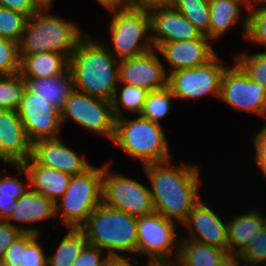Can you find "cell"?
I'll list each match as a JSON object with an SVG mask.
<instances>
[{
	"label": "cell",
	"mask_w": 266,
	"mask_h": 266,
	"mask_svg": "<svg viewBox=\"0 0 266 266\" xmlns=\"http://www.w3.org/2000/svg\"><path fill=\"white\" fill-rule=\"evenodd\" d=\"M151 184L154 211L183 224L200 200L199 170L186 164L171 167L169 161L143 165Z\"/></svg>",
	"instance_id": "1"
},
{
	"label": "cell",
	"mask_w": 266,
	"mask_h": 266,
	"mask_svg": "<svg viewBox=\"0 0 266 266\" xmlns=\"http://www.w3.org/2000/svg\"><path fill=\"white\" fill-rule=\"evenodd\" d=\"M103 43L85 34L69 58V70L77 91L111 101L119 82V60Z\"/></svg>",
	"instance_id": "2"
},
{
	"label": "cell",
	"mask_w": 266,
	"mask_h": 266,
	"mask_svg": "<svg viewBox=\"0 0 266 266\" xmlns=\"http://www.w3.org/2000/svg\"><path fill=\"white\" fill-rule=\"evenodd\" d=\"M50 7L51 5H43L27 19L19 43V55L55 52L69 59L76 50L85 34L76 23L52 15L48 11Z\"/></svg>",
	"instance_id": "3"
},
{
	"label": "cell",
	"mask_w": 266,
	"mask_h": 266,
	"mask_svg": "<svg viewBox=\"0 0 266 266\" xmlns=\"http://www.w3.org/2000/svg\"><path fill=\"white\" fill-rule=\"evenodd\" d=\"M88 244L107 251L111 258L119 253H137V218L101 203L80 227Z\"/></svg>",
	"instance_id": "4"
},
{
	"label": "cell",
	"mask_w": 266,
	"mask_h": 266,
	"mask_svg": "<svg viewBox=\"0 0 266 266\" xmlns=\"http://www.w3.org/2000/svg\"><path fill=\"white\" fill-rule=\"evenodd\" d=\"M103 7L114 12L108 27L117 60L137 57L154 49L151 36H148L151 28L146 5L109 4ZM144 37L146 41L142 39Z\"/></svg>",
	"instance_id": "5"
},
{
	"label": "cell",
	"mask_w": 266,
	"mask_h": 266,
	"mask_svg": "<svg viewBox=\"0 0 266 266\" xmlns=\"http://www.w3.org/2000/svg\"><path fill=\"white\" fill-rule=\"evenodd\" d=\"M162 124L142 116L116 119L112 142L142 165L169 161V145Z\"/></svg>",
	"instance_id": "6"
},
{
	"label": "cell",
	"mask_w": 266,
	"mask_h": 266,
	"mask_svg": "<svg viewBox=\"0 0 266 266\" xmlns=\"http://www.w3.org/2000/svg\"><path fill=\"white\" fill-rule=\"evenodd\" d=\"M103 166L92 165L82 174L72 176L60 202L55 203V215L61 211L65 227L80 228L103 202ZM58 214V215H57Z\"/></svg>",
	"instance_id": "7"
},
{
	"label": "cell",
	"mask_w": 266,
	"mask_h": 266,
	"mask_svg": "<svg viewBox=\"0 0 266 266\" xmlns=\"http://www.w3.org/2000/svg\"><path fill=\"white\" fill-rule=\"evenodd\" d=\"M103 165V203L136 218L154 212L151 189Z\"/></svg>",
	"instance_id": "8"
},
{
	"label": "cell",
	"mask_w": 266,
	"mask_h": 266,
	"mask_svg": "<svg viewBox=\"0 0 266 266\" xmlns=\"http://www.w3.org/2000/svg\"><path fill=\"white\" fill-rule=\"evenodd\" d=\"M176 228V221L169 220L155 211L151 214L138 217L137 253L148 256L147 264L171 262L174 259L176 261L179 253V248L174 250V243L175 241L178 242ZM171 254L175 257L169 258Z\"/></svg>",
	"instance_id": "9"
},
{
	"label": "cell",
	"mask_w": 266,
	"mask_h": 266,
	"mask_svg": "<svg viewBox=\"0 0 266 266\" xmlns=\"http://www.w3.org/2000/svg\"><path fill=\"white\" fill-rule=\"evenodd\" d=\"M68 117L79 126L113 140L116 119L111 101L75 89L60 111L61 124H64Z\"/></svg>",
	"instance_id": "10"
},
{
	"label": "cell",
	"mask_w": 266,
	"mask_h": 266,
	"mask_svg": "<svg viewBox=\"0 0 266 266\" xmlns=\"http://www.w3.org/2000/svg\"><path fill=\"white\" fill-rule=\"evenodd\" d=\"M220 63L216 55L202 66L178 69L168 74V87L176 99L195 100L207 94L220 98L221 79L227 68Z\"/></svg>",
	"instance_id": "11"
},
{
	"label": "cell",
	"mask_w": 266,
	"mask_h": 266,
	"mask_svg": "<svg viewBox=\"0 0 266 266\" xmlns=\"http://www.w3.org/2000/svg\"><path fill=\"white\" fill-rule=\"evenodd\" d=\"M220 99L238 110L266 115V88L251 80L236 61L223 73Z\"/></svg>",
	"instance_id": "12"
},
{
	"label": "cell",
	"mask_w": 266,
	"mask_h": 266,
	"mask_svg": "<svg viewBox=\"0 0 266 266\" xmlns=\"http://www.w3.org/2000/svg\"><path fill=\"white\" fill-rule=\"evenodd\" d=\"M150 15L151 40L154 49L163 43L209 39L170 3L149 4L146 6ZM154 33V34H153Z\"/></svg>",
	"instance_id": "13"
},
{
	"label": "cell",
	"mask_w": 266,
	"mask_h": 266,
	"mask_svg": "<svg viewBox=\"0 0 266 266\" xmlns=\"http://www.w3.org/2000/svg\"><path fill=\"white\" fill-rule=\"evenodd\" d=\"M29 140L58 138L61 125L60 111L33 92L26 89L17 108Z\"/></svg>",
	"instance_id": "14"
},
{
	"label": "cell",
	"mask_w": 266,
	"mask_h": 266,
	"mask_svg": "<svg viewBox=\"0 0 266 266\" xmlns=\"http://www.w3.org/2000/svg\"><path fill=\"white\" fill-rule=\"evenodd\" d=\"M155 49L132 58L119 61V82L139 86L148 91L168 86V74Z\"/></svg>",
	"instance_id": "15"
},
{
	"label": "cell",
	"mask_w": 266,
	"mask_h": 266,
	"mask_svg": "<svg viewBox=\"0 0 266 266\" xmlns=\"http://www.w3.org/2000/svg\"><path fill=\"white\" fill-rule=\"evenodd\" d=\"M1 161L6 164H23L32 155L33 143L29 140L17 110H0Z\"/></svg>",
	"instance_id": "16"
},
{
	"label": "cell",
	"mask_w": 266,
	"mask_h": 266,
	"mask_svg": "<svg viewBox=\"0 0 266 266\" xmlns=\"http://www.w3.org/2000/svg\"><path fill=\"white\" fill-rule=\"evenodd\" d=\"M200 199L192 208L187 220L182 224L189 230L190 239L223 249L228 253L226 224ZM195 232V233H194Z\"/></svg>",
	"instance_id": "17"
},
{
	"label": "cell",
	"mask_w": 266,
	"mask_h": 266,
	"mask_svg": "<svg viewBox=\"0 0 266 266\" xmlns=\"http://www.w3.org/2000/svg\"><path fill=\"white\" fill-rule=\"evenodd\" d=\"M40 165L68 173L72 176L82 174L92 164L68 148L61 139H41L32 145L31 155Z\"/></svg>",
	"instance_id": "18"
},
{
	"label": "cell",
	"mask_w": 266,
	"mask_h": 266,
	"mask_svg": "<svg viewBox=\"0 0 266 266\" xmlns=\"http://www.w3.org/2000/svg\"><path fill=\"white\" fill-rule=\"evenodd\" d=\"M211 39H193L163 43L157 51L170 65L172 73L178 69L202 66L211 61L217 53L209 42Z\"/></svg>",
	"instance_id": "19"
},
{
	"label": "cell",
	"mask_w": 266,
	"mask_h": 266,
	"mask_svg": "<svg viewBox=\"0 0 266 266\" xmlns=\"http://www.w3.org/2000/svg\"><path fill=\"white\" fill-rule=\"evenodd\" d=\"M22 166L26 169L29 186L54 204L66 192L72 175L40 165L32 156Z\"/></svg>",
	"instance_id": "20"
},
{
	"label": "cell",
	"mask_w": 266,
	"mask_h": 266,
	"mask_svg": "<svg viewBox=\"0 0 266 266\" xmlns=\"http://www.w3.org/2000/svg\"><path fill=\"white\" fill-rule=\"evenodd\" d=\"M55 217V204L46 196L33 191L30 187L26 192L16 200V208L6 220L9 224L16 226L23 233H31L38 235V230L35 228L20 227L13 224L11 220L22 223L40 222L45 219Z\"/></svg>",
	"instance_id": "21"
},
{
	"label": "cell",
	"mask_w": 266,
	"mask_h": 266,
	"mask_svg": "<svg viewBox=\"0 0 266 266\" xmlns=\"http://www.w3.org/2000/svg\"><path fill=\"white\" fill-rule=\"evenodd\" d=\"M248 211L227 222L228 253L240 256L266 225V217L258 210Z\"/></svg>",
	"instance_id": "22"
},
{
	"label": "cell",
	"mask_w": 266,
	"mask_h": 266,
	"mask_svg": "<svg viewBox=\"0 0 266 266\" xmlns=\"http://www.w3.org/2000/svg\"><path fill=\"white\" fill-rule=\"evenodd\" d=\"M27 89L39 98L50 102L59 111L62 110L71 93L75 90L73 74L68 70L65 74H57L49 78H24Z\"/></svg>",
	"instance_id": "23"
},
{
	"label": "cell",
	"mask_w": 266,
	"mask_h": 266,
	"mask_svg": "<svg viewBox=\"0 0 266 266\" xmlns=\"http://www.w3.org/2000/svg\"><path fill=\"white\" fill-rule=\"evenodd\" d=\"M69 70V59L55 52H42L33 55H19L18 75L22 78H49L65 74Z\"/></svg>",
	"instance_id": "24"
},
{
	"label": "cell",
	"mask_w": 266,
	"mask_h": 266,
	"mask_svg": "<svg viewBox=\"0 0 266 266\" xmlns=\"http://www.w3.org/2000/svg\"><path fill=\"white\" fill-rule=\"evenodd\" d=\"M241 5L248 10L251 1L212 0L209 1L210 26L209 39L222 37L240 19Z\"/></svg>",
	"instance_id": "25"
},
{
	"label": "cell",
	"mask_w": 266,
	"mask_h": 266,
	"mask_svg": "<svg viewBox=\"0 0 266 266\" xmlns=\"http://www.w3.org/2000/svg\"><path fill=\"white\" fill-rule=\"evenodd\" d=\"M182 241V242H181ZM176 262L180 266H217L227 253L223 249L190 239H181Z\"/></svg>",
	"instance_id": "26"
},
{
	"label": "cell",
	"mask_w": 266,
	"mask_h": 266,
	"mask_svg": "<svg viewBox=\"0 0 266 266\" xmlns=\"http://www.w3.org/2000/svg\"><path fill=\"white\" fill-rule=\"evenodd\" d=\"M53 254L47 256V266H73L83 247L88 243L80 228H69Z\"/></svg>",
	"instance_id": "27"
},
{
	"label": "cell",
	"mask_w": 266,
	"mask_h": 266,
	"mask_svg": "<svg viewBox=\"0 0 266 266\" xmlns=\"http://www.w3.org/2000/svg\"><path fill=\"white\" fill-rule=\"evenodd\" d=\"M12 166H16L18 173L13 177L8 175L0 178V221H6L9 218L16 208V200L30 187L29 184L25 185L17 178L22 173H26L22 164Z\"/></svg>",
	"instance_id": "28"
},
{
	"label": "cell",
	"mask_w": 266,
	"mask_h": 266,
	"mask_svg": "<svg viewBox=\"0 0 266 266\" xmlns=\"http://www.w3.org/2000/svg\"><path fill=\"white\" fill-rule=\"evenodd\" d=\"M117 90L118 89H116L111 100L115 119L124 117L122 109L140 115L150 91L140 88L139 86L123 84L118 98Z\"/></svg>",
	"instance_id": "29"
},
{
	"label": "cell",
	"mask_w": 266,
	"mask_h": 266,
	"mask_svg": "<svg viewBox=\"0 0 266 266\" xmlns=\"http://www.w3.org/2000/svg\"><path fill=\"white\" fill-rule=\"evenodd\" d=\"M170 4L209 38V0H172Z\"/></svg>",
	"instance_id": "30"
},
{
	"label": "cell",
	"mask_w": 266,
	"mask_h": 266,
	"mask_svg": "<svg viewBox=\"0 0 266 266\" xmlns=\"http://www.w3.org/2000/svg\"><path fill=\"white\" fill-rule=\"evenodd\" d=\"M175 98L168 86L160 90L150 91L140 116L160 124V120L169 113L172 99Z\"/></svg>",
	"instance_id": "31"
},
{
	"label": "cell",
	"mask_w": 266,
	"mask_h": 266,
	"mask_svg": "<svg viewBox=\"0 0 266 266\" xmlns=\"http://www.w3.org/2000/svg\"><path fill=\"white\" fill-rule=\"evenodd\" d=\"M26 89L25 79L18 74L0 75V110H17Z\"/></svg>",
	"instance_id": "32"
},
{
	"label": "cell",
	"mask_w": 266,
	"mask_h": 266,
	"mask_svg": "<svg viewBox=\"0 0 266 266\" xmlns=\"http://www.w3.org/2000/svg\"><path fill=\"white\" fill-rule=\"evenodd\" d=\"M248 10L249 14L243 20L244 37L250 43L266 46V6H250Z\"/></svg>",
	"instance_id": "33"
},
{
	"label": "cell",
	"mask_w": 266,
	"mask_h": 266,
	"mask_svg": "<svg viewBox=\"0 0 266 266\" xmlns=\"http://www.w3.org/2000/svg\"><path fill=\"white\" fill-rule=\"evenodd\" d=\"M28 17L21 12L0 6V38L20 43Z\"/></svg>",
	"instance_id": "34"
},
{
	"label": "cell",
	"mask_w": 266,
	"mask_h": 266,
	"mask_svg": "<svg viewBox=\"0 0 266 266\" xmlns=\"http://www.w3.org/2000/svg\"><path fill=\"white\" fill-rule=\"evenodd\" d=\"M235 58L251 80L266 88V51L251 55L239 54Z\"/></svg>",
	"instance_id": "35"
},
{
	"label": "cell",
	"mask_w": 266,
	"mask_h": 266,
	"mask_svg": "<svg viewBox=\"0 0 266 266\" xmlns=\"http://www.w3.org/2000/svg\"><path fill=\"white\" fill-rule=\"evenodd\" d=\"M19 69V44L0 38V75H14Z\"/></svg>",
	"instance_id": "36"
},
{
	"label": "cell",
	"mask_w": 266,
	"mask_h": 266,
	"mask_svg": "<svg viewBox=\"0 0 266 266\" xmlns=\"http://www.w3.org/2000/svg\"><path fill=\"white\" fill-rule=\"evenodd\" d=\"M241 261L250 266H261L266 263V225L259 235H255L249 246L240 255Z\"/></svg>",
	"instance_id": "37"
},
{
	"label": "cell",
	"mask_w": 266,
	"mask_h": 266,
	"mask_svg": "<svg viewBox=\"0 0 266 266\" xmlns=\"http://www.w3.org/2000/svg\"><path fill=\"white\" fill-rule=\"evenodd\" d=\"M35 234L23 233L6 250L3 262L6 266H21L23 251L26 245L35 237Z\"/></svg>",
	"instance_id": "38"
},
{
	"label": "cell",
	"mask_w": 266,
	"mask_h": 266,
	"mask_svg": "<svg viewBox=\"0 0 266 266\" xmlns=\"http://www.w3.org/2000/svg\"><path fill=\"white\" fill-rule=\"evenodd\" d=\"M102 250L97 246L86 244L73 266H105L111 258L107 254H102Z\"/></svg>",
	"instance_id": "39"
},
{
	"label": "cell",
	"mask_w": 266,
	"mask_h": 266,
	"mask_svg": "<svg viewBox=\"0 0 266 266\" xmlns=\"http://www.w3.org/2000/svg\"><path fill=\"white\" fill-rule=\"evenodd\" d=\"M36 235L27 245L25 251H23V258L21 266H47V256L42 248V245L38 243Z\"/></svg>",
	"instance_id": "40"
},
{
	"label": "cell",
	"mask_w": 266,
	"mask_h": 266,
	"mask_svg": "<svg viewBox=\"0 0 266 266\" xmlns=\"http://www.w3.org/2000/svg\"><path fill=\"white\" fill-rule=\"evenodd\" d=\"M0 6L12 11L21 12L30 18L43 4L39 0H0Z\"/></svg>",
	"instance_id": "41"
},
{
	"label": "cell",
	"mask_w": 266,
	"mask_h": 266,
	"mask_svg": "<svg viewBox=\"0 0 266 266\" xmlns=\"http://www.w3.org/2000/svg\"><path fill=\"white\" fill-rule=\"evenodd\" d=\"M23 232L6 221H0V259H3L6 250Z\"/></svg>",
	"instance_id": "42"
},
{
	"label": "cell",
	"mask_w": 266,
	"mask_h": 266,
	"mask_svg": "<svg viewBox=\"0 0 266 266\" xmlns=\"http://www.w3.org/2000/svg\"><path fill=\"white\" fill-rule=\"evenodd\" d=\"M254 136V139H252L255 146L254 160L266 177V124Z\"/></svg>",
	"instance_id": "43"
},
{
	"label": "cell",
	"mask_w": 266,
	"mask_h": 266,
	"mask_svg": "<svg viewBox=\"0 0 266 266\" xmlns=\"http://www.w3.org/2000/svg\"><path fill=\"white\" fill-rule=\"evenodd\" d=\"M240 256L232 253H226L217 263V266H240Z\"/></svg>",
	"instance_id": "44"
},
{
	"label": "cell",
	"mask_w": 266,
	"mask_h": 266,
	"mask_svg": "<svg viewBox=\"0 0 266 266\" xmlns=\"http://www.w3.org/2000/svg\"><path fill=\"white\" fill-rule=\"evenodd\" d=\"M129 259H131V257L129 258H124V257H114V258H110L105 266H134L133 264H131L130 261H128Z\"/></svg>",
	"instance_id": "45"
},
{
	"label": "cell",
	"mask_w": 266,
	"mask_h": 266,
	"mask_svg": "<svg viewBox=\"0 0 266 266\" xmlns=\"http://www.w3.org/2000/svg\"><path fill=\"white\" fill-rule=\"evenodd\" d=\"M172 0H130V4L149 5V4H167Z\"/></svg>",
	"instance_id": "46"
},
{
	"label": "cell",
	"mask_w": 266,
	"mask_h": 266,
	"mask_svg": "<svg viewBox=\"0 0 266 266\" xmlns=\"http://www.w3.org/2000/svg\"><path fill=\"white\" fill-rule=\"evenodd\" d=\"M101 5L130 4V0H97Z\"/></svg>",
	"instance_id": "47"
},
{
	"label": "cell",
	"mask_w": 266,
	"mask_h": 266,
	"mask_svg": "<svg viewBox=\"0 0 266 266\" xmlns=\"http://www.w3.org/2000/svg\"><path fill=\"white\" fill-rule=\"evenodd\" d=\"M145 266H180L176 261L171 262H155V263H149Z\"/></svg>",
	"instance_id": "48"
},
{
	"label": "cell",
	"mask_w": 266,
	"mask_h": 266,
	"mask_svg": "<svg viewBox=\"0 0 266 266\" xmlns=\"http://www.w3.org/2000/svg\"><path fill=\"white\" fill-rule=\"evenodd\" d=\"M257 3H260V6H262L261 5V3L263 4V6H266V0H251V6H255V4Z\"/></svg>",
	"instance_id": "49"
},
{
	"label": "cell",
	"mask_w": 266,
	"mask_h": 266,
	"mask_svg": "<svg viewBox=\"0 0 266 266\" xmlns=\"http://www.w3.org/2000/svg\"><path fill=\"white\" fill-rule=\"evenodd\" d=\"M43 5H52L54 0H39Z\"/></svg>",
	"instance_id": "50"
},
{
	"label": "cell",
	"mask_w": 266,
	"mask_h": 266,
	"mask_svg": "<svg viewBox=\"0 0 266 266\" xmlns=\"http://www.w3.org/2000/svg\"><path fill=\"white\" fill-rule=\"evenodd\" d=\"M0 266H6L2 259H0Z\"/></svg>",
	"instance_id": "51"
},
{
	"label": "cell",
	"mask_w": 266,
	"mask_h": 266,
	"mask_svg": "<svg viewBox=\"0 0 266 266\" xmlns=\"http://www.w3.org/2000/svg\"><path fill=\"white\" fill-rule=\"evenodd\" d=\"M209 1H212V0H209ZM235 1H251V0H235Z\"/></svg>",
	"instance_id": "52"
},
{
	"label": "cell",
	"mask_w": 266,
	"mask_h": 266,
	"mask_svg": "<svg viewBox=\"0 0 266 266\" xmlns=\"http://www.w3.org/2000/svg\"><path fill=\"white\" fill-rule=\"evenodd\" d=\"M0 161H1V142H0Z\"/></svg>",
	"instance_id": "53"
}]
</instances>
